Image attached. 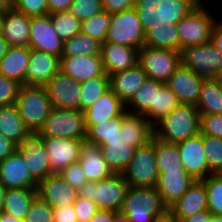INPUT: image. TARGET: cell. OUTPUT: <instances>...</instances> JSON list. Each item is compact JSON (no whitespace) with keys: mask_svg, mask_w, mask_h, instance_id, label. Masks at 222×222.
<instances>
[{"mask_svg":"<svg viewBox=\"0 0 222 222\" xmlns=\"http://www.w3.org/2000/svg\"><path fill=\"white\" fill-rule=\"evenodd\" d=\"M200 114L196 105L179 104L153 126V136L168 143H179L200 133Z\"/></svg>","mask_w":222,"mask_h":222,"instance_id":"1","label":"cell"},{"mask_svg":"<svg viewBox=\"0 0 222 222\" xmlns=\"http://www.w3.org/2000/svg\"><path fill=\"white\" fill-rule=\"evenodd\" d=\"M167 211L155 187H129L119 212L130 222H152Z\"/></svg>","mask_w":222,"mask_h":222,"instance_id":"2","label":"cell"},{"mask_svg":"<svg viewBox=\"0 0 222 222\" xmlns=\"http://www.w3.org/2000/svg\"><path fill=\"white\" fill-rule=\"evenodd\" d=\"M129 187L122 173H114L98 182L87 181L77 191L79 197L92 200L99 209L119 212Z\"/></svg>","mask_w":222,"mask_h":222,"instance_id":"3","label":"cell"},{"mask_svg":"<svg viewBox=\"0 0 222 222\" xmlns=\"http://www.w3.org/2000/svg\"><path fill=\"white\" fill-rule=\"evenodd\" d=\"M15 105L30 132H38L52 110L45 86L22 85Z\"/></svg>","mask_w":222,"mask_h":222,"instance_id":"4","label":"cell"},{"mask_svg":"<svg viewBox=\"0 0 222 222\" xmlns=\"http://www.w3.org/2000/svg\"><path fill=\"white\" fill-rule=\"evenodd\" d=\"M87 132L84 112L52 108L38 133L42 137L85 139Z\"/></svg>","mask_w":222,"mask_h":222,"instance_id":"5","label":"cell"},{"mask_svg":"<svg viewBox=\"0 0 222 222\" xmlns=\"http://www.w3.org/2000/svg\"><path fill=\"white\" fill-rule=\"evenodd\" d=\"M130 187H155L158 169L155 157V137L144 146L135 149L132 160L122 172Z\"/></svg>","mask_w":222,"mask_h":222,"instance_id":"6","label":"cell"},{"mask_svg":"<svg viewBox=\"0 0 222 222\" xmlns=\"http://www.w3.org/2000/svg\"><path fill=\"white\" fill-rule=\"evenodd\" d=\"M214 11V13H212ZM194 9L177 24L181 49L210 41L212 27L218 15L213 9ZM216 13V14H215Z\"/></svg>","mask_w":222,"mask_h":222,"instance_id":"7","label":"cell"},{"mask_svg":"<svg viewBox=\"0 0 222 222\" xmlns=\"http://www.w3.org/2000/svg\"><path fill=\"white\" fill-rule=\"evenodd\" d=\"M138 64L147 78L166 83L181 66V54L176 50L143 46L138 50Z\"/></svg>","mask_w":222,"mask_h":222,"instance_id":"8","label":"cell"},{"mask_svg":"<svg viewBox=\"0 0 222 222\" xmlns=\"http://www.w3.org/2000/svg\"><path fill=\"white\" fill-rule=\"evenodd\" d=\"M144 38L145 32L134 7L111 14L107 42L140 50L144 46Z\"/></svg>","mask_w":222,"mask_h":222,"instance_id":"9","label":"cell"},{"mask_svg":"<svg viewBox=\"0 0 222 222\" xmlns=\"http://www.w3.org/2000/svg\"><path fill=\"white\" fill-rule=\"evenodd\" d=\"M181 65L200 75L211 79L222 69V53L211 41L181 49Z\"/></svg>","mask_w":222,"mask_h":222,"instance_id":"10","label":"cell"},{"mask_svg":"<svg viewBox=\"0 0 222 222\" xmlns=\"http://www.w3.org/2000/svg\"><path fill=\"white\" fill-rule=\"evenodd\" d=\"M16 148L24 158L31 176L38 183L52 175L43 137L38 132H29L21 139Z\"/></svg>","mask_w":222,"mask_h":222,"instance_id":"11","label":"cell"},{"mask_svg":"<svg viewBox=\"0 0 222 222\" xmlns=\"http://www.w3.org/2000/svg\"><path fill=\"white\" fill-rule=\"evenodd\" d=\"M64 42L56 34L49 14L31 17L29 48L62 57Z\"/></svg>","mask_w":222,"mask_h":222,"instance_id":"12","label":"cell"},{"mask_svg":"<svg viewBox=\"0 0 222 222\" xmlns=\"http://www.w3.org/2000/svg\"><path fill=\"white\" fill-rule=\"evenodd\" d=\"M45 88L53 108L80 110V82L59 71Z\"/></svg>","mask_w":222,"mask_h":222,"instance_id":"13","label":"cell"},{"mask_svg":"<svg viewBox=\"0 0 222 222\" xmlns=\"http://www.w3.org/2000/svg\"><path fill=\"white\" fill-rule=\"evenodd\" d=\"M83 140L85 139L43 137L52 174H58L79 161Z\"/></svg>","mask_w":222,"mask_h":222,"instance_id":"14","label":"cell"},{"mask_svg":"<svg viewBox=\"0 0 222 222\" xmlns=\"http://www.w3.org/2000/svg\"><path fill=\"white\" fill-rule=\"evenodd\" d=\"M177 146L182 165L193 179L202 180L211 174L205 157L202 134L199 133L194 137L179 142Z\"/></svg>","mask_w":222,"mask_h":222,"instance_id":"15","label":"cell"},{"mask_svg":"<svg viewBox=\"0 0 222 222\" xmlns=\"http://www.w3.org/2000/svg\"><path fill=\"white\" fill-rule=\"evenodd\" d=\"M37 195L52 208H60L73 205L78 191L59 174H52L38 183Z\"/></svg>","mask_w":222,"mask_h":222,"instance_id":"16","label":"cell"},{"mask_svg":"<svg viewBox=\"0 0 222 222\" xmlns=\"http://www.w3.org/2000/svg\"><path fill=\"white\" fill-rule=\"evenodd\" d=\"M204 79L181 65L173 72L165 84L176 95L180 104L196 105Z\"/></svg>","mask_w":222,"mask_h":222,"instance_id":"17","label":"cell"},{"mask_svg":"<svg viewBox=\"0 0 222 222\" xmlns=\"http://www.w3.org/2000/svg\"><path fill=\"white\" fill-rule=\"evenodd\" d=\"M0 182L6 189L38 187V182L31 176L24 158L17 150L0 161Z\"/></svg>","mask_w":222,"mask_h":222,"instance_id":"18","label":"cell"},{"mask_svg":"<svg viewBox=\"0 0 222 222\" xmlns=\"http://www.w3.org/2000/svg\"><path fill=\"white\" fill-rule=\"evenodd\" d=\"M59 71V57L31 49L26 72V85L45 86Z\"/></svg>","mask_w":222,"mask_h":222,"instance_id":"19","label":"cell"},{"mask_svg":"<svg viewBox=\"0 0 222 222\" xmlns=\"http://www.w3.org/2000/svg\"><path fill=\"white\" fill-rule=\"evenodd\" d=\"M100 55L108 76L130 69L138 63V49L113 42L102 43Z\"/></svg>","mask_w":222,"mask_h":222,"instance_id":"20","label":"cell"},{"mask_svg":"<svg viewBox=\"0 0 222 222\" xmlns=\"http://www.w3.org/2000/svg\"><path fill=\"white\" fill-rule=\"evenodd\" d=\"M60 71L80 83L105 73L101 55L61 57Z\"/></svg>","mask_w":222,"mask_h":222,"instance_id":"21","label":"cell"},{"mask_svg":"<svg viewBox=\"0 0 222 222\" xmlns=\"http://www.w3.org/2000/svg\"><path fill=\"white\" fill-rule=\"evenodd\" d=\"M205 210H208L207 192L202 180H194L180 199L168 208L177 220Z\"/></svg>","mask_w":222,"mask_h":222,"instance_id":"22","label":"cell"},{"mask_svg":"<svg viewBox=\"0 0 222 222\" xmlns=\"http://www.w3.org/2000/svg\"><path fill=\"white\" fill-rule=\"evenodd\" d=\"M194 180L185 170L167 171L158 175L155 188L169 208L180 199Z\"/></svg>","mask_w":222,"mask_h":222,"instance_id":"23","label":"cell"},{"mask_svg":"<svg viewBox=\"0 0 222 222\" xmlns=\"http://www.w3.org/2000/svg\"><path fill=\"white\" fill-rule=\"evenodd\" d=\"M120 136L124 144L138 148L151 140L153 126L145 116L125 111L120 128Z\"/></svg>","mask_w":222,"mask_h":222,"instance_id":"24","label":"cell"},{"mask_svg":"<svg viewBox=\"0 0 222 222\" xmlns=\"http://www.w3.org/2000/svg\"><path fill=\"white\" fill-rule=\"evenodd\" d=\"M79 163L88 181L98 182L114 174L103 157L101 147L87 140L82 142Z\"/></svg>","mask_w":222,"mask_h":222,"instance_id":"25","label":"cell"},{"mask_svg":"<svg viewBox=\"0 0 222 222\" xmlns=\"http://www.w3.org/2000/svg\"><path fill=\"white\" fill-rule=\"evenodd\" d=\"M147 79L137 63L134 67L109 76L110 89L126 105Z\"/></svg>","mask_w":222,"mask_h":222,"instance_id":"26","label":"cell"},{"mask_svg":"<svg viewBox=\"0 0 222 222\" xmlns=\"http://www.w3.org/2000/svg\"><path fill=\"white\" fill-rule=\"evenodd\" d=\"M31 17L14 8L5 12L1 35L10 46L29 47Z\"/></svg>","mask_w":222,"mask_h":222,"instance_id":"27","label":"cell"},{"mask_svg":"<svg viewBox=\"0 0 222 222\" xmlns=\"http://www.w3.org/2000/svg\"><path fill=\"white\" fill-rule=\"evenodd\" d=\"M126 111V105L109 88L94 104L84 110L86 125L113 119Z\"/></svg>","mask_w":222,"mask_h":222,"instance_id":"28","label":"cell"},{"mask_svg":"<svg viewBox=\"0 0 222 222\" xmlns=\"http://www.w3.org/2000/svg\"><path fill=\"white\" fill-rule=\"evenodd\" d=\"M31 49L29 47L10 46L0 60V75L26 85V72Z\"/></svg>","mask_w":222,"mask_h":222,"instance_id":"29","label":"cell"},{"mask_svg":"<svg viewBox=\"0 0 222 222\" xmlns=\"http://www.w3.org/2000/svg\"><path fill=\"white\" fill-rule=\"evenodd\" d=\"M36 196L37 188L6 189L2 212L24 221Z\"/></svg>","mask_w":222,"mask_h":222,"instance_id":"30","label":"cell"},{"mask_svg":"<svg viewBox=\"0 0 222 222\" xmlns=\"http://www.w3.org/2000/svg\"><path fill=\"white\" fill-rule=\"evenodd\" d=\"M29 132L15 104L0 107V133L4 137L17 145Z\"/></svg>","mask_w":222,"mask_h":222,"instance_id":"31","label":"cell"},{"mask_svg":"<svg viewBox=\"0 0 222 222\" xmlns=\"http://www.w3.org/2000/svg\"><path fill=\"white\" fill-rule=\"evenodd\" d=\"M162 84V82L147 78L126 104V111L144 115L149 109H155L156 91H159Z\"/></svg>","mask_w":222,"mask_h":222,"instance_id":"32","label":"cell"},{"mask_svg":"<svg viewBox=\"0 0 222 222\" xmlns=\"http://www.w3.org/2000/svg\"><path fill=\"white\" fill-rule=\"evenodd\" d=\"M196 107L200 115L222 114V87L213 79H204Z\"/></svg>","mask_w":222,"mask_h":222,"instance_id":"33","label":"cell"},{"mask_svg":"<svg viewBox=\"0 0 222 222\" xmlns=\"http://www.w3.org/2000/svg\"><path fill=\"white\" fill-rule=\"evenodd\" d=\"M144 46L180 52L177 25L166 26L162 23L156 28H150L145 32Z\"/></svg>","mask_w":222,"mask_h":222,"instance_id":"34","label":"cell"},{"mask_svg":"<svg viewBox=\"0 0 222 222\" xmlns=\"http://www.w3.org/2000/svg\"><path fill=\"white\" fill-rule=\"evenodd\" d=\"M122 119L123 114L113 119L98 122V124L86 125L85 140L98 146H101L104 142L122 141L120 136Z\"/></svg>","mask_w":222,"mask_h":222,"instance_id":"35","label":"cell"},{"mask_svg":"<svg viewBox=\"0 0 222 222\" xmlns=\"http://www.w3.org/2000/svg\"><path fill=\"white\" fill-rule=\"evenodd\" d=\"M100 147L105 161L114 173H122L127 168L136 149L122 141L104 142Z\"/></svg>","mask_w":222,"mask_h":222,"instance_id":"36","label":"cell"},{"mask_svg":"<svg viewBox=\"0 0 222 222\" xmlns=\"http://www.w3.org/2000/svg\"><path fill=\"white\" fill-rule=\"evenodd\" d=\"M155 157L158 173L172 170H185L181 162L177 144L155 138Z\"/></svg>","mask_w":222,"mask_h":222,"instance_id":"37","label":"cell"},{"mask_svg":"<svg viewBox=\"0 0 222 222\" xmlns=\"http://www.w3.org/2000/svg\"><path fill=\"white\" fill-rule=\"evenodd\" d=\"M179 104L176 95L163 83L159 87V91H156L155 109H149L143 116L154 126L163 117L170 114Z\"/></svg>","mask_w":222,"mask_h":222,"instance_id":"38","label":"cell"},{"mask_svg":"<svg viewBox=\"0 0 222 222\" xmlns=\"http://www.w3.org/2000/svg\"><path fill=\"white\" fill-rule=\"evenodd\" d=\"M101 43L84 33L64 41L62 57L100 55Z\"/></svg>","mask_w":222,"mask_h":222,"instance_id":"39","label":"cell"},{"mask_svg":"<svg viewBox=\"0 0 222 222\" xmlns=\"http://www.w3.org/2000/svg\"><path fill=\"white\" fill-rule=\"evenodd\" d=\"M80 110L91 107L109 88V76L104 73L101 76L90 78L81 82Z\"/></svg>","mask_w":222,"mask_h":222,"instance_id":"40","label":"cell"},{"mask_svg":"<svg viewBox=\"0 0 222 222\" xmlns=\"http://www.w3.org/2000/svg\"><path fill=\"white\" fill-rule=\"evenodd\" d=\"M56 34L64 42L81 32L82 22L69 11L49 14Z\"/></svg>","mask_w":222,"mask_h":222,"instance_id":"41","label":"cell"},{"mask_svg":"<svg viewBox=\"0 0 222 222\" xmlns=\"http://www.w3.org/2000/svg\"><path fill=\"white\" fill-rule=\"evenodd\" d=\"M110 22L111 14L103 10L101 13L82 21L81 33L89 35L102 44L106 41Z\"/></svg>","mask_w":222,"mask_h":222,"instance_id":"42","label":"cell"},{"mask_svg":"<svg viewBox=\"0 0 222 222\" xmlns=\"http://www.w3.org/2000/svg\"><path fill=\"white\" fill-rule=\"evenodd\" d=\"M134 8L144 32L162 24L160 23V0H135Z\"/></svg>","mask_w":222,"mask_h":222,"instance_id":"43","label":"cell"},{"mask_svg":"<svg viewBox=\"0 0 222 222\" xmlns=\"http://www.w3.org/2000/svg\"><path fill=\"white\" fill-rule=\"evenodd\" d=\"M194 9L182 0H160V23L177 25Z\"/></svg>","mask_w":222,"mask_h":222,"instance_id":"44","label":"cell"},{"mask_svg":"<svg viewBox=\"0 0 222 222\" xmlns=\"http://www.w3.org/2000/svg\"><path fill=\"white\" fill-rule=\"evenodd\" d=\"M207 192L208 210L215 216H222V174H210L202 179Z\"/></svg>","mask_w":222,"mask_h":222,"instance_id":"45","label":"cell"},{"mask_svg":"<svg viewBox=\"0 0 222 222\" xmlns=\"http://www.w3.org/2000/svg\"><path fill=\"white\" fill-rule=\"evenodd\" d=\"M203 148L211 174L222 172V138L203 135Z\"/></svg>","mask_w":222,"mask_h":222,"instance_id":"46","label":"cell"},{"mask_svg":"<svg viewBox=\"0 0 222 222\" xmlns=\"http://www.w3.org/2000/svg\"><path fill=\"white\" fill-rule=\"evenodd\" d=\"M23 222H54L53 208L37 195Z\"/></svg>","mask_w":222,"mask_h":222,"instance_id":"47","label":"cell"},{"mask_svg":"<svg viewBox=\"0 0 222 222\" xmlns=\"http://www.w3.org/2000/svg\"><path fill=\"white\" fill-rule=\"evenodd\" d=\"M68 11L82 22L103 11L102 0H73Z\"/></svg>","mask_w":222,"mask_h":222,"instance_id":"48","label":"cell"},{"mask_svg":"<svg viewBox=\"0 0 222 222\" xmlns=\"http://www.w3.org/2000/svg\"><path fill=\"white\" fill-rule=\"evenodd\" d=\"M13 8L29 17L49 14L47 0H13Z\"/></svg>","mask_w":222,"mask_h":222,"instance_id":"49","label":"cell"},{"mask_svg":"<svg viewBox=\"0 0 222 222\" xmlns=\"http://www.w3.org/2000/svg\"><path fill=\"white\" fill-rule=\"evenodd\" d=\"M21 86L17 81L0 75V107L15 104Z\"/></svg>","mask_w":222,"mask_h":222,"instance_id":"50","label":"cell"},{"mask_svg":"<svg viewBox=\"0 0 222 222\" xmlns=\"http://www.w3.org/2000/svg\"><path fill=\"white\" fill-rule=\"evenodd\" d=\"M200 134L222 138V114L201 115Z\"/></svg>","mask_w":222,"mask_h":222,"instance_id":"51","label":"cell"},{"mask_svg":"<svg viewBox=\"0 0 222 222\" xmlns=\"http://www.w3.org/2000/svg\"><path fill=\"white\" fill-rule=\"evenodd\" d=\"M58 174L77 189L88 181L79 161L69 165Z\"/></svg>","mask_w":222,"mask_h":222,"instance_id":"52","label":"cell"},{"mask_svg":"<svg viewBox=\"0 0 222 222\" xmlns=\"http://www.w3.org/2000/svg\"><path fill=\"white\" fill-rule=\"evenodd\" d=\"M78 222H89L94 214L99 210L97 204L89 199L77 197L73 204Z\"/></svg>","mask_w":222,"mask_h":222,"instance_id":"53","label":"cell"},{"mask_svg":"<svg viewBox=\"0 0 222 222\" xmlns=\"http://www.w3.org/2000/svg\"><path fill=\"white\" fill-rule=\"evenodd\" d=\"M134 6L135 0H102L103 10L110 14L121 12Z\"/></svg>","mask_w":222,"mask_h":222,"instance_id":"54","label":"cell"},{"mask_svg":"<svg viewBox=\"0 0 222 222\" xmlns=\"http://www.w3.org/2000/svg\"><path fill=\"white\" fill-rule=\"evenodd\" d=\"M54 222H78L73 205L53 208Z\"/></svg>","mask_w":222,"mask_h":222,"instance_id":"55","label":"cell"},{"mask_svg":"<svg viewBox=\"0 0 222 222\" xmlns=\"http://www.w3.org/2000/svg\"><path fill=\"white\" fill-rule=\"evenodd\" d=\"M222 15L214 21V25L212 27V34H211V43L213 46L218 49L222 53Z\"/></svg>","mask_w":222,"mask_h":222,"instance_id":"56","label":"cell"},{"mask_svg":"<svg viewBox=\"0 0 222 222\" xmlns=\"http://www.w3.org/2000/svg\"><path fill=\"white\" fill-rule=\"evenodd\" d=\"M17 145L0 133V161L6 159L17 150Z\"/></svg>","mask_w":222,"mask_h":222,"instance_id":"57","label":"cell"},{"mask_svg":"<svg viewBox=\"0 0 222 222\" xmlns=\"http://www.w3.org/2000/svg\"><path fill=\"white\" fill-rule=\"evenodd\" d=\"M73 0H47L49 14L68 11Z\"/></svg>","mask_w":222,"mask_h":222,"instance_id":"58","label":"cell"},{"mask_svg":"<svg viewBox=\"0 0 222 222\" xmlns=\"http://www.w3.org/2000/svg\"><path fill=\"white\" fill-rule=\"evenodd\" d=\"M117 212L99 209L89 222H113Z\"/></svg>","mask_w":222,"mask_h":222,"instance_id":"59","label":"cell"},{"mask_svg":"<svg viewBox=\"0 0 222 222\" xmlns=\"http://www.w3.org/2000/svg\"><path fill=\"white\" fill-rule=\"evenodd\" d=\"M212 213L209 210L198 212L187 218H181L178 222H210Z\"/></svg>","mask_w":222,"mask_h":222,"instance_id":"60","label":"cell"},{"mask_svg":"<svg viewBox=\"0 0 222 222\" xmlns=\"http://www.w3.org/2000/svg\"><path fill=\"white\" fill-rule=\"evenodd\" d=\"M187 3L193 9H206L209 8L206 3L210 2V0H182ZM207 1V2H206Z\"/></svg>","mask_w":222,"mask_h":222,"instance_id":"61","label":"cell"},{"mask_svg":"<svg viewBox=\"0 0 222 222\" xmlns=\"http://www.w3.org/2000/svg\"><path fill=\"white\" fill-rule=\"evenodd\" d=\"M152 222H178V220L167 211L163 215L154 218Z\"/></svg>","mask_w":222,"mask_h":222,"instance_id":"62","label":"cell"},{"mask_svg":"<svg viewBox=\"0 0 222 222\" xmlns=\"http://www.w3.org/2000/svg\"><path fill=\"white\" fill-rule=\"evenodd\" d=\"M10 45L8 42L3 38V36L0 33V60L5 56L9 49Z\"/></svg>","mask_w":222,"mask_h":222,"instance_id":"63","label":"cell"},{"mask_svg":"<svg viewBox=\"0 0 222 222\" xmlns=\"http://www.w3.org/2000/svg\"><path fill=\"white\" fill-rule=\"evenodd\" d=\"M13 8V0H0V12H6Z\"/></svg>","mask_w":222,"mask_h":222,"instance_id":"64","label":"cell"},{"mask_svg":"<svg viewBox=\"0 0 222 222\" xmlns=\"http://www.w3.org/2000/svg\"><path fill=\"white\" fill-rule=\"evenodd\" d=\"M0 222H23V221L15 218L9 214L1 212L0 213Z\"/></svg>","mask_w":222,"mask_h":222,"instance_id":"65","label":"cell"},{"mask_svg":"<svg viewBox=\"0 0 222 222\" xmlns=\"http://www.w3.org/2000/svg\"><path fill=\"white\" fill-rule=\"evenodd\" d=\"M5 192H6V188L0 182V213L3 211V203H4Z\"/></svg>","mask_w":222,"mask_h":222,"instance_id":"66","label":"cell"},{"mask_svg":"<svg viewBox=\"0 0 222 222\" xmlns=\"http://www.w3.org/2000/svg\"><path fill=\"white\" fill-rule=\"evenodd\" d=\"M113 222H130V221L123 214H121L120 212H117L114 215V221Z\"/></svg>","mask_w":222,"mask_h":222,"instance_id":"67","label":"cell"},{"mask_svg":"<svg viewBox=\"0 0 222 222\" xmlns=\"http://www.w3.org/2000/svg\"><path fill=\"white\" fill-rule=\"evenodd\" d=\"M222 87V69L213 78Z\"/></svg>","mask_w":222,"mask_h":222,"instance_id":"68","label":"cell"},{"mask_svg":"<svg viewBox=\"0 0 222 222\" xmlns=\"http://www.w3.org/2000/svg\"><path fill=\"white\" fill-rule=\"evenodd\" d=\"M210 222H222V216L211 215Z\"/></svg>","mask_w":222,"mask_h":222,"instance_id":"69","label":"cell"},{"mask_svg":"<svg viewBox=\"0 0 222 222\" xmlns=\"http://www.w3.org/2000/svg\"><path fill=\"white\" fill-rule=\"evenodd\" d=\"M4 15H5V12H0V33H1L2 25H3Z\"/></svg>","mask_w":222,"mask_h":222,"instance_id":"70","label":"cell"}]
</instances>
